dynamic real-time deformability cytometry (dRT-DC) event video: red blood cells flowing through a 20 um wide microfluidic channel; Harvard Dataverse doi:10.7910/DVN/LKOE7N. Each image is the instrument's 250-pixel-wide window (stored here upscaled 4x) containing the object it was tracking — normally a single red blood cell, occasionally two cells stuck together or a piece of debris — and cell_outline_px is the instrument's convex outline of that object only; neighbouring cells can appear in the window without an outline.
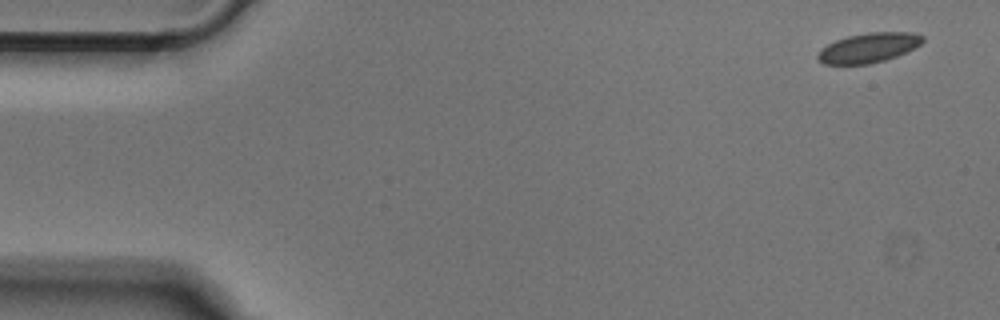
{"species": "Egyptian fruit bat (a non-hibernating species)", "species_latin": "Rousettus aegyptiacus", "temperature_condition": "cold", "stored_images_in_passage": 10, "camera_frame_rate_fps": 3000, "um_per_image_px": 0.085, "animal": {"sex": "male"}, "frame": {"image": 1, "passage_image": 1, "time_ms": 0.0, "image_size_px": [1000, 320], "cell_outline_px": [[924, 40], [920, 44], [896, 56], [884, 60], [868, 64], [824, 64], [816, 56], [820, 48], [836, 40], [848, 36], [868, 32], [912, 32], [924, 36]], "centroid_in_image_um": [73.81, 4.05], "position_along_channel_um": 11.2, "area_um2": 17.98}}